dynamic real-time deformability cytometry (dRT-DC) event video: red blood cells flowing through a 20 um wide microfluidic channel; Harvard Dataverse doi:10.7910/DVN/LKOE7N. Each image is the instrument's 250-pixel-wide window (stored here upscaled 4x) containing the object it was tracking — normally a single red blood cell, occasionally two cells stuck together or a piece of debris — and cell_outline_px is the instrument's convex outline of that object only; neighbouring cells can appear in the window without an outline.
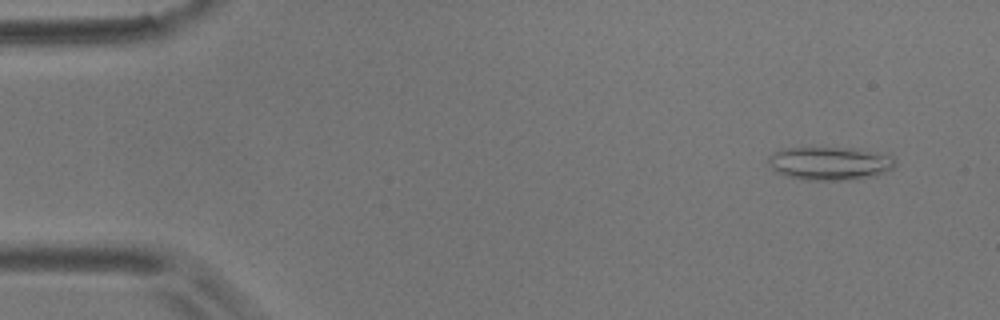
{"species": "common noctule bat (a hibernating species)", "species_latin": "Nyctalus noctula", "temperature_condition": "room temperature", "stored_images_in_passage": 3, "camera_frame_rate_fps": 3000, "um_per_image_px": 0.085, "animal": {"sex": "male", "body_mass_g": 17.9}, "frame": {"image": 1, "passage_image": 1, "time_ms": 0.0, "image_size_px": [1000, 320], "cell_outline_px": [[896, 164], [892, 168], [884, 172], [872, 176], [856, 180], [804, 180], [784, 176], [776, 172], [772, 168], [768, 160], [768, 156], [772, 152], [788, 148], [860, 148], [892, 156]], "centroid_in_image_um": [70.52, 13.89], "position_along_channel_um": 14.5, "area_um2": 24.8}}